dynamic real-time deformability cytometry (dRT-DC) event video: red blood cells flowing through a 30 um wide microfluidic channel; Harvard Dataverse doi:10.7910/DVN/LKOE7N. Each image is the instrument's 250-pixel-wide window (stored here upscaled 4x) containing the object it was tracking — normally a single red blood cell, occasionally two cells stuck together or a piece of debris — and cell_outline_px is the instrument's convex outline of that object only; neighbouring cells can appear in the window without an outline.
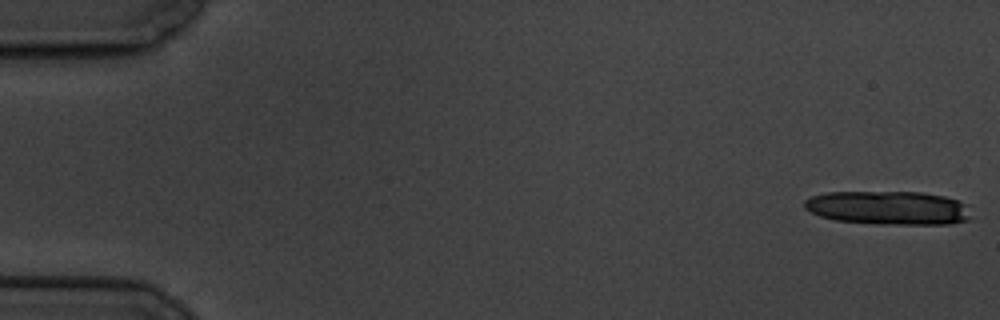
{"species": "common noctule bat (a hibernating species)", "species_latin": "Nyctalus noctula", "temperature_condition": "cold", "stored_images_in_passage": 5, "camera_frame_rate_fps": 3000, "um_per_image_px": 0.085, "animal": {"sex": "male", "body_mass_g": 19.5, "forearm_length_mm": 54.6}, "frame": {"image": 1, "passage_image": 1, "time_ms": 0.0, "image_size_px": [1000, 320], "cell_outline_px": [[968, 220], [948, 224], [876, 224], [836, 220], [820, 216], [804, 208], [804, 200], [812, 196], [828, 192], [920, 192], [944, 196], [968, 204]], "centroid_in_image_um": [75.49, 17.66], "position_along_channel_um": 9.5, "area_um2": 32.66}}